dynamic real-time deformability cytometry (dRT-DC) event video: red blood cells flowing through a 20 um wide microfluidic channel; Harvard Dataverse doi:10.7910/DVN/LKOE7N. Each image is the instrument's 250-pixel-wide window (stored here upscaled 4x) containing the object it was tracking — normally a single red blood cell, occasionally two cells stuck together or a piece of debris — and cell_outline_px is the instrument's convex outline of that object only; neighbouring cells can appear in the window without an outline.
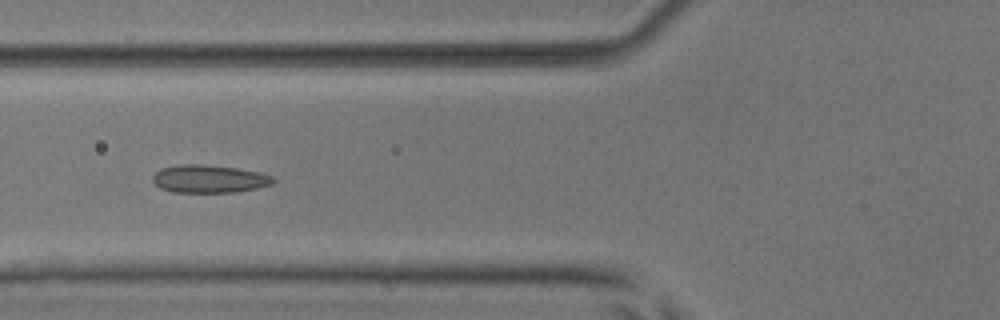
{"species": "common noctule bat (a hibernating species)", "species_latin": "Nyctalus noctula", "temperature_condition": "room temperature", "stored_images_in_passage": 53, "camera_frame_rate_fps": 3000, "um_per_image_px": 0.085, "animal": {"sex": "male", "body_mass_g": 17.9, "forearm_length_mm": 54.2}, "frame": {"image": 1, "passage_image": 21, "time_ms": 6.667, "image_size_px": [1000, 320], "cell_outline_px": [[276, 180], [272, 184], [256, 188], [236, 192], [172, 192], [160, 188], [152, 180], [152, 176], [160, 168], [180, 164], [200, 164], [236, 168], [260, 172], [272, 176]], "centroid_in_image_um": [17.76, 15.2], "position_along_channel_um": 108.0, "area_um2": 19.59}}
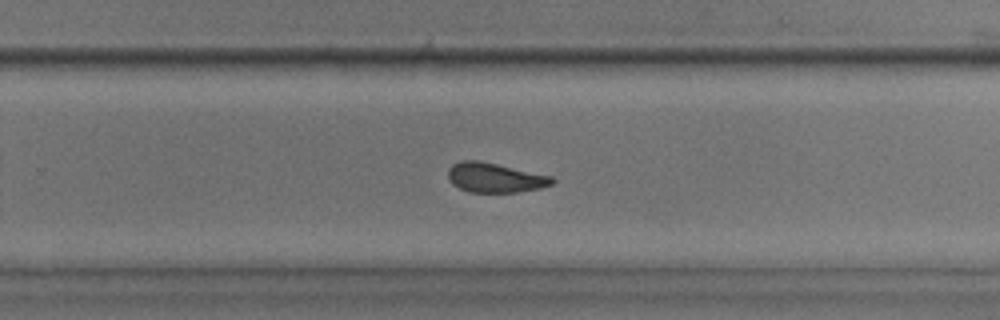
{"frame": {"image": 2, "passage_image": 35, "time_ms": 11.333, "image_size_px": [1000, 320], "cell_outline_px": [[556, 180], [552, 184], [540, 188], [516, 192], [468, 192], [452, 184], [448, 180], [448, 168], [452, 164], [460, 160], [480, 160], [552, 176]], "centroid_in_image_um": [42.04, 15.09], "position_along_channel_um": 287.8, "area_um2": 18.09}}
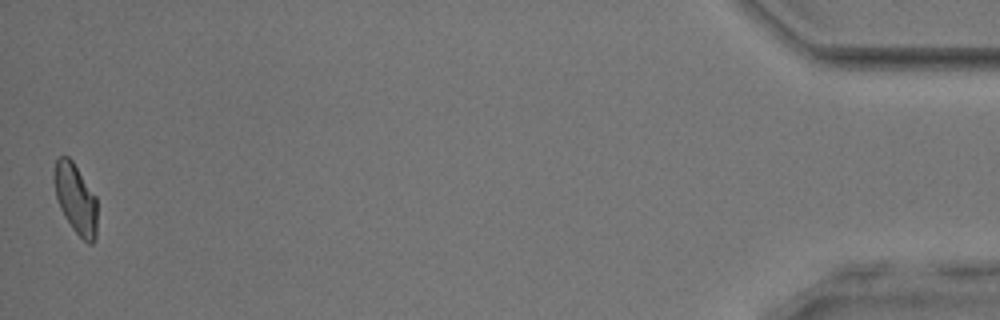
{"frame": {"image": 3, "passage_image": 53, "time_ms": 17.333, "image_size_px": [1000, 320], "cell_outline_px": [[96, 236], [92, 244], [88, 244], [72, 228], [64, 216], [60, 208], [56, 196], [52, 180], [52, 176], [56, 160], [60, 156], [68, 156], [72, 160], [96, 196]], "centroid_in_image_um": [6.4, 16.87], "position_along_channel_um": 428.8, "area_um2": 17.63}, "authors_computed_cell_mechanics": {"area_um2": 18.785, "velocity_mm_per_s": 3.8695, "shape_relaxation_time_tau1_ms": null, "shape_relaxation_time_tau2_ms": 2.0668, "deformation_change_tau1": null, "deformation_change_tau2": 0.0737}}